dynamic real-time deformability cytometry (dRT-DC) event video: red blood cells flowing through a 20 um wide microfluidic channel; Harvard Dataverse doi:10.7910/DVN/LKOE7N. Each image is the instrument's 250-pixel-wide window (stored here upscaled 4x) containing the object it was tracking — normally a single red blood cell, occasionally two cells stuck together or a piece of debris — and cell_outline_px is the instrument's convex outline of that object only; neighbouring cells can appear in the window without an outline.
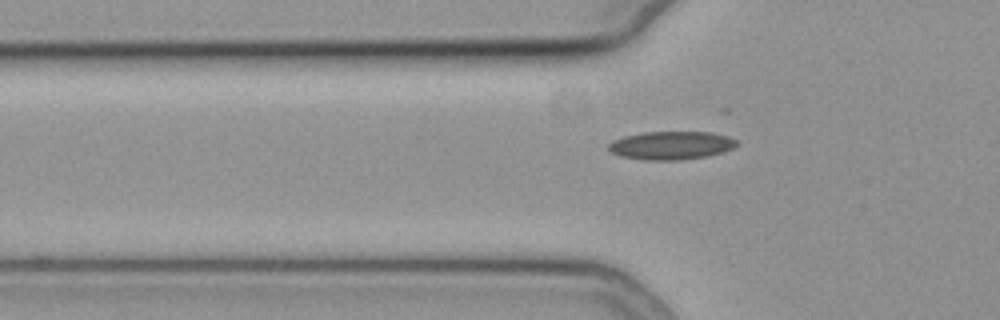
{"species": "common noctule bat (a hibernating species)", "species_latin": "Nyctalus noctula", "temperature_condition": "cold", "stored_images_in_passage": 39, "camera_frame_rate_fps": 3000, "um_per_image_px": 0.085, "animal": {"sex": "female", "body_mass_g": 19.3, "forearm_length_mm": 54.1}, "frame": {"image": 1, "passage_image": 5, "time_ms": 1.333, "image_size_px": [1000, 320], "cell_outline_px": [[736, 144], [732, 148], [724, 152], [708, 156], [680, 160], [644, 160], [620, 156], [612, 152], [608, 148], [608, 144], [612, 140], [624, 136], [644, 132], [712, 132], [728, 136], [736, 140]], "centroid_in_image_um": [57.04, 12.36], "position_along_channel_um": 68.8, "area_um2": 21.15}}
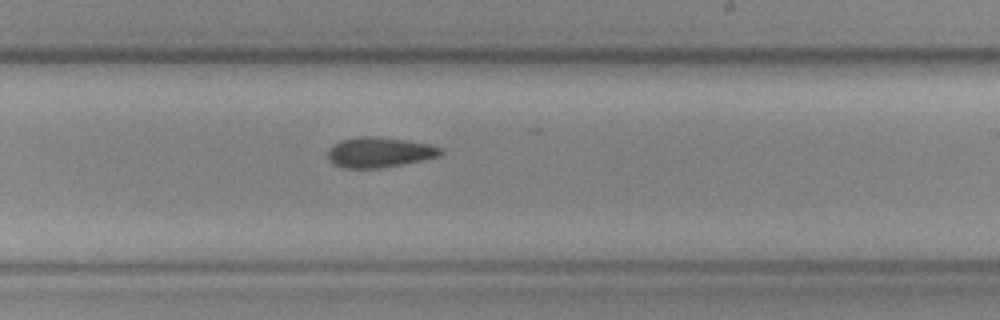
{"frame": {"image": 2, "passage_image": 20, "time_ms": 6.333, "image_size_px": [1000, 320], "cell_outline_px": [[444, 152], [440, 156], [404, 164], [380, 168], [344, 168], [332, 164], [328, 160], [328, 152], [332, 144], [340, 140], [360, 136], [376, 136], [404, 140], [428, 144], [440, 148]], "centroid_in_image_um": [32.21, 12.95], "position_along_channel_um": 256.8, "area_um2": 19.94}}
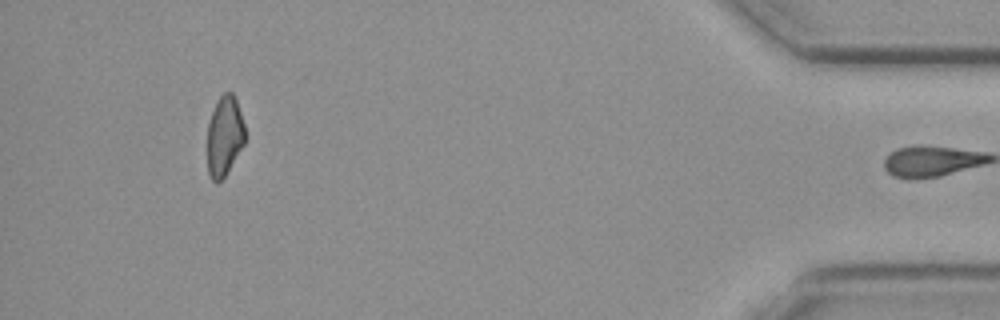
{"frame": {"image": 3, "passage_image": 38, "time_ms": 12.333, "image_size_px": [1000, 320], "cell_outline_px": [[244, 144], [228, 172], [216, 184], [208, 176], [208, 124], [216, 100], [224, 92], [232, 92], [236, 100], [244, 124]], "centroid_in_image_um": [19.07, 11.58], "position_along_channel_um": 416.1, "area_um2": 17.51}, "authors_computed_cell_mechanics": {"area_um2": 19.652, "velocity_mm_per_s": 3.7782, "shape_relaxation_time_tau1_ms": 5.6795, "shape_relaxation_time_tau2_ms": 11.007, "deformation_change_tau1": 0.1198, "deformation_change_tau2": 0.2114}}